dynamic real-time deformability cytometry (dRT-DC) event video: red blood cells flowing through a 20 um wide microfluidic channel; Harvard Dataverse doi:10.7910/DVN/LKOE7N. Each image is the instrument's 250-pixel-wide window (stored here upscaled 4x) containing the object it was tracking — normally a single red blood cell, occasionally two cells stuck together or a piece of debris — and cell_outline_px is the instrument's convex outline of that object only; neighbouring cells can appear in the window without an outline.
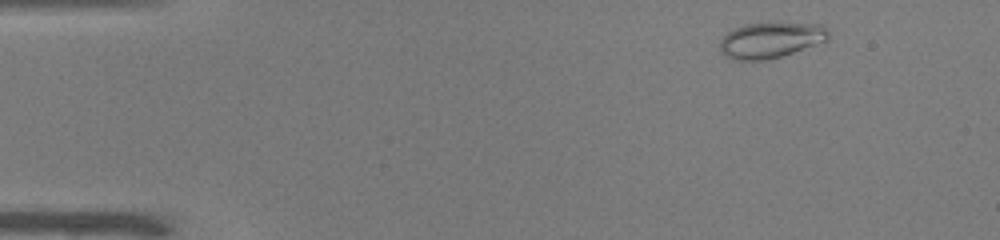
{"species": "common noctule bat (a hibernating species)", "species_latin": "Nyctalus noctula", "temperature_condition": "warm", "stored_images_in_passage": 46, "camera_frame_rate_fps": 3000, "um_per_image_px": 0.085, "animal": {"sex": "male", "body_mass_g": 19.0, "forearm_length_mm": 50.8}, "frame": {"image": 1, "passage_image": 1, "time_ms": 0.0, "image_size_px": [1000, 240], "cell_outline_px": [[828, 40], [768, 60], [736, 60], [724, 56], [720, 52], [720, 40], [728, 32], [744, 24], [768, 20], [820, 24], [828, 28]], "centroid_in_image_um": [65.5, 3.36], "position_along_channel_um": 19.5, "area_um2": 23.24}}
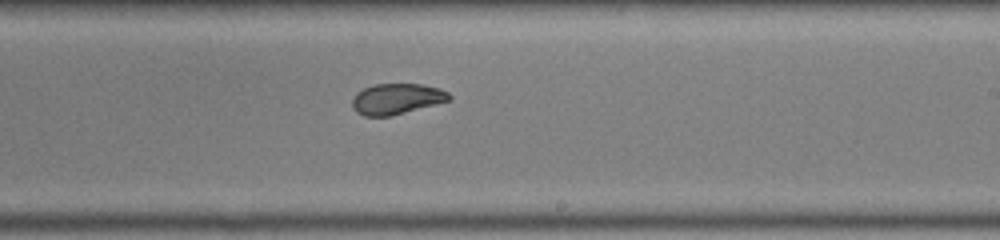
{"frame": {"image": 2, "passage_image": 26, "time_ms": 8.333, "image_size_px": [1000, 240], "cell_outline_px": [[452, 100], [392, 116], [364, 116], [356, 112], [352, 108], [352, 100], [356, 92], [372, 84], [424, 84], [440, 88], [448, 92], [452, 96]], "centroid_in_image_um": [33.73, 8.4], "position_along_channel_um": 255.3, "area_um2": 17.69}}
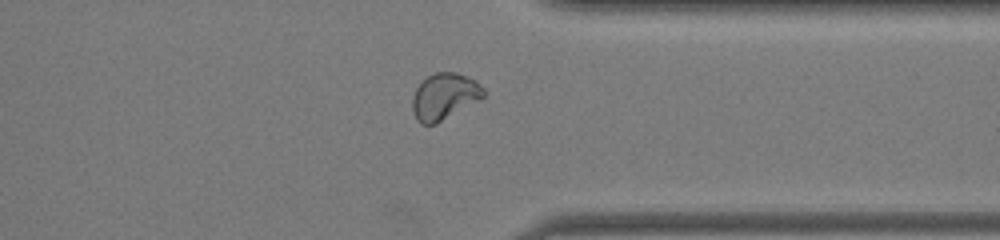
{"frame": {"image": 3, "passage_image": 35, "time_ms": 11.333, "image_size_px": [1000, 240], "cell_outline_px": [[484, 96], [480, 100], [436, 124], [420, 124], [416, 120], [412, 112], [412, 96], [420, 80], [436, 72], [456, 72], [468, 76], [484, 88]], "centroid_in_image_um": [37.74, 8.2], "position_along_channel_um": 373.7, "area_um2": 19.48}, "authors_computed_cell_mechanics": {"area_um2": 19.5075, "velocity_mm_per_s": 3.9931, "shape_relaxation_time_tau1_ms": null, "shape_relaxation_time_tau2_ms": 1.1401, "deformation_change_tau1": null, "deformation_change_tau2": 0.0478}}